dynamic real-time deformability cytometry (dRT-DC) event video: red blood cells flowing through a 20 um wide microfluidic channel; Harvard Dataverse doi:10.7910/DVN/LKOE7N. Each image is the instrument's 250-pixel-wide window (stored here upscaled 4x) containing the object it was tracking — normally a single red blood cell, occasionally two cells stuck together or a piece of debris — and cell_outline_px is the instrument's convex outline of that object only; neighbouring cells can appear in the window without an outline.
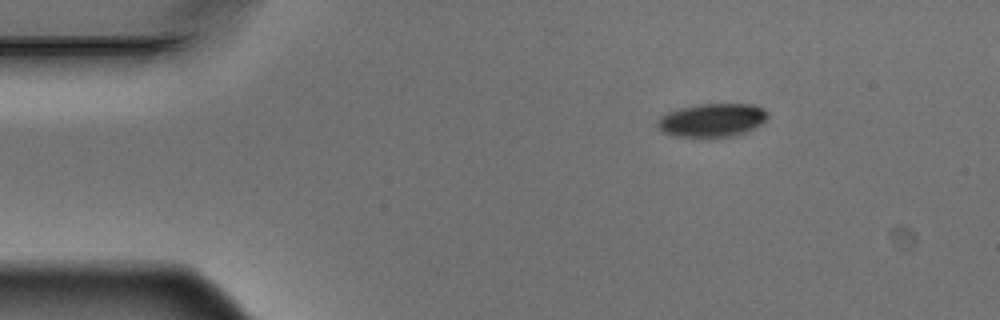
{"species": "Egyptian fruit bat (a non-hibernating species)", "species_latin": "Rousettus aegyptiacus", "temperature_condition": "warm", "stored_images_in_passage": 3, "camera_frame_rate_fps": 3000, "um_per_image_px": 0.085, "animal": {"sex": "male"}, "frame": {"image": 1, "passage_image": 1, "time_ms": 0.0, "image_size_px": [1000, 320], "cell_outline_px": [[768, 120], [764, 124], [756, 128], [736, 136], [672, 136], [664, 132], [656, 124], [656, 120], [660, 116], [668, 112], [680, 108], [696, 104], [756, 104], [764, 108], [768, 112]], "centroid_in_image_um": [60.6, 10.2], "position_along_channel_um": 24.4, "area_um2": 21.73}}